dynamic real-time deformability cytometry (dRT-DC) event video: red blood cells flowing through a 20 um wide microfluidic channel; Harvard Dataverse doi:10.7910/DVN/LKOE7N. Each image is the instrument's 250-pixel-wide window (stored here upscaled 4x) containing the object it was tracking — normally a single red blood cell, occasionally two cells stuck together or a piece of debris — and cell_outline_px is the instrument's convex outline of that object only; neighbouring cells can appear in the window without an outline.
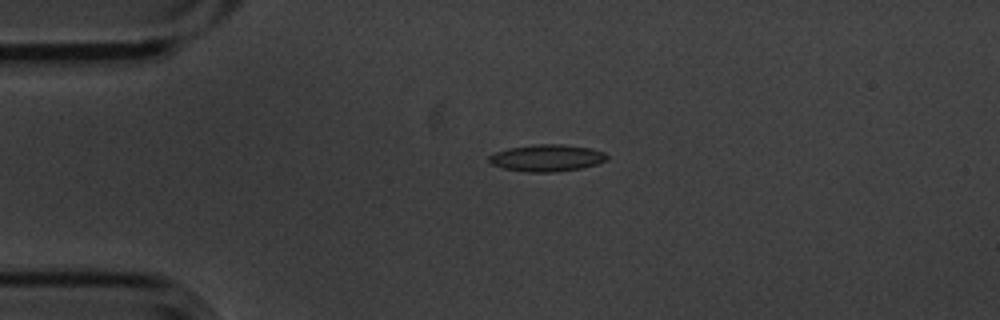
{"species": "common noctule bat (a hibernating species)", "species_latin": "Nyctalus noctula", "temperature_condition": "cold", "stored_images_in_passage": 5, "camera_frame_rate_fps": 3000, "um_per_image_px": 0.085, "animal": {"sex": "male", "body_mass_g": 20.1, "forearm_length_mm": 53.5}, "frame": {"image": 1, "passage_image": 5, "time_ms": 1.333, "image_size_px": [1000, 320], "cell_outline_px": [[608, 160], [596, 164], [580, 168], [556, 172], [524, 172], [504, 168], [492, 164], [488, 160], [488, 156], [496, 152], [508, 148], [536, 144], [564, 144], [592, 148], [604, 152], [608, 156]], "centroid_in_image_um": [46.5, 13.42], "position_along_channel_um": 38.5, "area_um2": 18.55}}